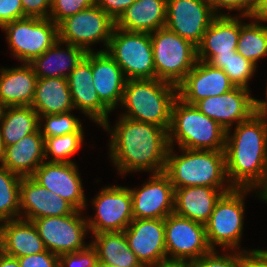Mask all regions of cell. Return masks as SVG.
I'll list each match as a JSON object with an SVG mask.
<instances>
[{"mask_svg":"<svg viewBox=\"0 0 267 267\" xmlns=\"http://www.w3.org/2000/svg\"><path fill=\"white\" fill-rule=\"evenodd\" d=\"M102 127L111 133L110 157L121 174L143 170L153 174L164 172L170 148L166 129L123 116L113 130L108 122Z\"/></svg>","mask_w":267,"mask_h":267,"instance_id":"obj_1","label":"cell"},{"mask_svg":"<svg viewBox=\"0 0 267 267\" xmlns=\"http://www.w3.org/2000/svg\"><path fill=\"white\" fill-rule=\"evenodd\" d=\"M224 152L230 186L256 190L267 169V111L237 124L233 135L226 133Z\"/></svg>","mask_w":267,"mask_h":267,"instance_id":"obj_2","label":"cell"},{"mask_svg":"<svg viewBox=\"0 0 267 267\" xmlns=\"http://www.w3.org/2000/svg\"><path fill=\"white\" fill-rule=\"evenodd\" d=\"M177 98V86L171 83L158 79H129L121 101L128 113L121 116L169 131L172 106Z\"/></svg>","mask_w":267,"mask_h":267,"instance_id":"obj_3","label":"cell"},{"mask_svg":"<svg viewBox=\"0 0 267 267\" xmlns=\"http://www.w3.org/2000/svg\"><path fill=\"white\" fill-rule=\"evenodd\" d=\"M173 148H169L164 173L174 189L191 186L231 187L225 183L228 179L224 151L181 149L184 153L175 155Z\"/></svg>","mask_w":267,"mask_h":267,"instance_id":"obj_4","label":"cell"},{"mask_svg":"<svg viewBox=\"0 0 267 267\" xmlns=\"http://www.w3.org/2000/svg\"><path fill=\"white\" fill-rule=\"evenodd\" d=\"M168 137L170 147L175 141L179 149L225 150L226 130L195 105L186 104L180 98L172 106Z\"/></svg>","mask_w":267,"mask_h":267,"instance_id":"obj_5","label":"cell"},{"mask_svg":"<svg viewBox=\"0 0 267 267\" xmlns=\"http://www.w3.org/2000/svg\"><path fill=\"white\" fill-rule=\"evenodd\" d=\"M150 39L155 79L178 86L198 61L197 47L166 27L150 33Z\"/></svg>","mask_w":267,"mask_h":267,"instance_id":"obj_6","label":"cell"},{"mask_svg":"<svg viewBox=\"0 0 267 267\" xmlns=\"http://www.w3.org/2000/svg\"><path fill=\"white\" fill-rule=\"evenodd\" d=\"M105 51L122 69L127 80L155 79L150 33L128 32L114 27Z\"/></svg>","mask_w":267,"mask_h":267,"instance_id":"obj_7","label":"cell"},{"mask_svg":"<svg viewBox=\"0 0 267 267\" xmlns=\"http://www.w3.org/2000/svg\"><path fill=\"white\" fill-rule=\"evenodd\" d=\"M250 190L232 188L216 202L205 223L207 241L212 250H216L215 244L231 250L239 247L244 223V197Z\"/></svg>","mask_w":267,"mask_h":267,"instance_id":"obj_8","label":"cell"},{"mask_svg":"<svg viewBox=\"0 0 267 267\" xmlns=\"http://www.w3.org/2000/svg\"><path fill=\"white\" fill-rule=\"evenodd\" d=\"M6 31L13 56L31 63L58 41V25L49 18L25 17L7 23Z\"/></svg>","mask_w":267,"mask_h":267,"instance_id":"obj_9","label":"cell"},{"mask_svg":"<svg viewBox=\"0 0 267 267\" xmlns=\"http://www.w3.org/2000/svg\"><path fill=\"white\" fill-rule=\"evenodd\" d=\"M115 21L96 4L69 16L58 24V40L93 51L90 44L103 41L108 48Z\"/></svg>","mask_w":267,"mask_h":267,"instance_id":"obj_10","label":"cell"},{"mask_svg":"<svg viewBox=\"0 0 267 267\" xmlns=\"http://www.w3.org/2000/svg\"><path fill=\"white\" fill-rule=\"evenodd\" d=\"M82 211L59 217H41L32 222L36 226L46 250L57 256L86 249L84 237L89 230Z\"/></svg>","mask_w":267,"mask_h":267,"instance_id":"obj_11","label":"cell"},{"mask_svg":"<svg viewBox=\"0 0 267 267\" xmlns=\"http://www.w3.org/2000/svg\"><path fill=\"white\" fill-rule=\"evenodd\" d=\"M164 226L168 259L190 262L212 250L204 224L172 213L164 219Z\"/></svg>","mask_w":267,"mask_h":267,"instance_id":"obj_12","label":"cell"},{"mask_svg":"<svg viewBox=\"0 0 267 267\" xmlns=\"http://www.w3.org/2000/svg\"><path fill=\"white\" fill-rule=\"evenodd\" d=\"M93 200L97 211L94 218L87 219L89 232H122L133 220L130 188L111 186L102 188Z\"/></svg>","mask_w":267,"mask_h":267,"instance_id":"obj_13","label":"cell"},{"mask_svg":"<svg viewBox=\"0 0 267 267\" xmlns=\"http://www.w3.org/2000/svg\"><path fill=\"white\" fill-rule=\"evenodd\" d=\"M216 16L207 0H167L165 27L197 47Z\"/></svg>","mask_w":267,"mask_h":267,"instance_id":"obj_14","label":"cell"},{"mask_svg":"<svg viewBox=\"0 0 267 267\" xmlns=\"http://www.w3.org/2000/svg\"><path fill=\"white\" fill-rule=\"evenodd\" d=\"M255 98L249 89L234 87L232 90L198 101L197 109L221 125L230 134L231 125L248 120L255 112Z\"/></svg>","mask_w":267,"mask_h":267,"instance_id":"obj_15","label":"cell"},{"mask_svg":"<svg viewBox=\"0 0 267 267\" xmlns=\"http://www.w3.org/2000/svg\"><path fill=\"white\" fill-rule=\"evenodd\" d=\"M133 219H165L174 213V187L164 173L153 174L141 189H130Z\"/></svg>","mask_w":267,"mask_h":267,"instance_id":"obj_16","label":"cell"},{"mask_svg":"<svg viewBox=\"0 0 267 267\" xmlns=\"http://www.w3.org/2000/svg\"><path fill=\"white\" fill-rule=\"evenodd\" d=\"M31 178L40 186L65 199L76 210L82 211L87 206L82 181L75 162L44 161Z\"/></svg>","mask_w":267,"mask_h":267,"instance_id":"obj_17","label":"cell"},{"mask_svg":"<svg viewBox=\"0 0 267 267\" xmlns=\"http://www.w3.org/2000/svg\"><path fill=\"white\" fill-rule=\"evenodd\" d=\"M124 234L129 248L144 267L167 258L164 219H133Z\"/></svg>","mask_w":267,"mask_h":267,"instance_id":"obj_18","label":"cell"},{"mask_svg":"<svg viewBox=\"0 0 267 267\" xmlns=\"http://www.w3.org/2000/svg\"><path fill=\"white\" fill-rule=\"evenodd\" d=\"M235 86L222 69L198 60L185 79L177 86L178 98L189 105L210 96H218Z\"/></svg>","mask_w":267,"mask_h":267,"instance_id":"obj_19","label":"cell"},{"mask_svg":"<svg viewBox=\"0 0 267 267\" xmlns=\"http://www.w3.org/2000/svg\"><path fill=\"white\" fill-rule=\"evenodd\" d=\"M68 86L74 108L82 110L94 122L103 125L108 121L111 111L100 101L91 70V52H87L82 61L68 75Z\"/></svg>","mask_w":267,"mask_h":267,"instance_id":"obj_20","label":"cell"},{"mask_svg":"<svg viewBox=\"0 0 267 267\" xmlns=\"http://www.w3.org/2000/svg\"><path fill=\"white\" fill-rule=\"evenodd\" d=\"M20 215L24 210L25 220L41 217H59L72 214L76 209L65 199L40 186L31 177L20 181Z\"/></svg>","mask_w":267,"mask_h":267,"instance_id":"obj_21","label":"cell"},{"mask_svg":"<svg viewBox=\"0 0 267 267\" xmlns=\"http://www.w3.org/2000/svg\"><path fill=\"white\" fill-rule=\"evenodd\" d=\"M93 86L100 101L110 110L121 103L126 77L114 59L105 51H91Z\"/></svg>","mask_w":267,"mask_h":267,"instance_id":"obj_22","label":"cell"},{"mask_svg":"<svg viewBox=\"0 0 267 267\" xmlns=\"http://www.w3.org/2000/svg\"><path fill=\"white\" fill-rule=\"evenodd\" d=\"M241 18L228 14L217 15L197 46V59L209 62L214 56L235 54L240 34Z\"/></svg>","mask_w":267,"mask_h":267,"instance_id":"obj_23","label":"cell"},{"mask_svg":"<svg viewBox=\"0 0 267 267\" xmlns=\"http://www.w3.org/2000/svg\"><path fill=\"white\" fill-rule=\"evenodd\" d=\"M220 189V191H219ZM232 187L191 186L174 189V213L205 225L221 195Z\"/></svg>","mask_w":267,"mask_h":267,"instance_id":"obj_24","label":"cell"},{"mask_svg":"<svg viewBox=\"0 0 267 267\" xmlns=\"http://www.w3.org/2000/svg\"><path fill=\"white\" fill-rule=\"evenodd\" d=\"M0 250L18 258L41 253L46 248L34 223L17 218L0 225Z\"/></svg>","mask_w":267,"mask_h":267,"instance_id":"obj_25","label":"cell"},{"mask_svg":"<svg viewBox=\"0 0 267 267\" xmlns=\"http://www.w3.org/2000/svg\"><path fill=\"white\" fill-rule=\"evenodd\" d=\"M44 160V137L38 130L6 146L0 164L23 178L31 177Z\"/></svg>","mask_w":267,"mask_h":267,"instance_id":"obj_26","label":"cell"},{"mask_svg":"<svg viewBox=\"0 0 267 267\" xmlns=\"http://www.w3.org/2000/svg\"><path fill=\"white\" fill-rule=\"evenodd\" d=\"M37 76L30 63L0 70V104L4 107L31 106Z\"/></svg>","mask_w":267,"mask_h":267,"instance_id":"obj_27","label":"cell"},{"mask_svg":"<svg viewBox=\"0 0 267 267\" xmlns=\"http://www.w3.org/2000/svg\"><path fill=\"white\" fill-rule=\"evenodd\" d=\"M167 0H136L115 21V27L128 32L152 33L165 27Z\"/></svg>","mask_w":267,"mask_h":267,"instance_id":"obj_28","label":"cell"},{"mask_svg":"<svg viewBox=\"0 0 267 267\" xmlns=\"http://www.w3.org/2000/svg\"><path fill=\"white\" fill-rule=\"evenodd\" d=\"M61 44H66L67 48L61 49L59 47ZM86 53L87 52L81 47L62 43L58 40L42 55L36 57L30 64L34 69L37 79L67 78L86 56Z\"/></svg>","mask_w":267,"mask_h":267,"instance_id":"obj_29","label":"cell"},{"mask_svg":"<svg viewBox=\"0 0 267 267\" xmlns=\"http://www.w3.org/2000/svg\"><path fill=\"white\" fill-rule=\"evenodd\" d=\"M31 107L39 116L68 113L75 109L67 78L37 79Z\"/></svg>","mask_w":267,"mask_h":267,"instance_id":"obj_30","label":"cell"},{"mask_svg":"<svg viewBox=\"0 0 267 267\" xmlns=\"http://www.w3.org/2000/svg\"><path fill=\"white\" fill-rule=\"evenodd\" d=\"M98 261L111 267H144L128 246L124 231L93 234Z\"/></svg>","mask_w":267,"mask_h":267,"instance_id":"obj_31","label":"cell"},{"mask_svg":"<svg viewBox=\"0 0 267 267\" xmlns=\"http://www.w3.org/2000/svg\"><path fill=\"white\" fill-rule=\"evenodd\" d=\"M39 115L31 106L4 107L0 116V135L4 148L39 130Z\"/></svg>","mask_w":267,"mask_h":267,"instance_id":"obj_32","label":"cell"},{"mask_svg":"<svg viewBox=\"0 0 267 267\" xmlns=\"http://www.w3.org/2000/svg\"><path fill=\"white\" fill-rule=\"evenodd\" d=\"M236 51L257 65L261 57L267 56V26L259 22L242 23Z\"/></svg>","mask_w":267,"mask_h":267,"instance_id":"obj_33","label":"cell"},{"mask_svg":"<svg viewBox=\"0 0 267 267\" xmlns=\"http://www.w3.org/2000/svg\"><path fill=\"white\" fill-rule=\"evenodd\" d=\"M22 177L0 165V221L21 218L20 216V181ZM15 217V218H14ZM0 222V224H1Z\"/></svg>","mask_w":267,"mask_h":267,"instance_id":"obj_34","label":"cell"},{"mask_svg":"<svg viewBox=\"0 0 267 267\" xmlns=\"http://www.w3.org/2000/svg\"><path fill=\"white\" fill-rule=\"evenodd\" d=\"M208 63L222 69L235 87L249 89L248 81L252 78L256 65L237 51L235 54L214 56Z\"/></svg>","mask_w":267,"mask_h":267,"instance_id":"obj_35","label":"cell"},{"mask_svg":"<svg viewBox=\"0 0 267 267\" xmlns=\"http://www.w3.org/2000/svg\"><path fill=\"white\" fill-rule=\"evenodd\" d=\"M83 136V132H72L62 136L46 137L44 139L45 159L50 153L52 158L48 162L72 163L68 158L79 151Z\"/></svg>","mask_w":267,"mask_h":267,"instance_id":"obj_36","label":"cell"},{"mask_svg":"<svg viewBox=\"0 0 267 267\" xmlns=\"http://www.w3.org/2000/svg\"><path fill=\"white\" fill-rule=\"evenodd\" d=\"M41 118L42 120L45 119L43 129H41V123H39V130L44 139L46 137L62 136L72 132H84L80 120L70 112L39 116V122H41Z\"/></svg>","mask_w":267,"mask_h":267,"instance_id":"obj_37","label":"cell"},{"mask_svg":"<svg viewBox=\"0 0 267 267\" xmlns=\"http://www.w3.org/2000/svg\"><path fill=\"white\" fill-rule=\"evenodd\" d=\"M94 4L95 0H51L49 19L58 25L65 18Z\"/></svg>","mask_w":267,"mask_h":267,"instance_id":"obj_38","label":"cell"},{"mask_svg":"<svg viewBox=\"0 0 267 267\" xmlns=\"http://www.w3.org/2000/svg\"><path fill=\"white\" fill-rule=\"evenodd\" d=\"M235 254L219 255L215 250L190 261V267H241L242 251Z\"/></svg>","mask_w":267,"mask_h":267,"instance_id":"obj_39","label":"cell"},{"mask_svg":"<svg viewBox=\"0 0 267 267\" xmlns=\"http://www.w3.org/2000/svg\"><path fill=\"white\" fill-rule=\"evenodd\" d=\"M97 262V252L91 244L84 250L59 256V267H95Z\"/></svg>","mask_w":267,"mask_h":267,"instance_id":"obj_40","label":"cell"},{"mask_svg":"<svg viewBox=\"0 0 267 267\" xmlns=\"http://www.w3.org/2000/svg\"><path fill=\"white\" fill-rule=\"evenodd\" d=\"M17 259L20 267H59V256L48 250Z\"/></svg>","mask_w":267,"mask_h":267,"instance_id":"obj_41","label":"cell"},{"mask_svg":"<svg viewBox=\"0 0 267 267\" xmlns=\"http://www.w3.org/2000/svg\"><path fill=\"white\" fill-rule=\"evenodd\" d=\"M25 18L21 0H0V27Z\"/></svg>","mask_w":267,"mask_h":267,"instance_id":"obj_42","label":"cell"},{"mask_svg":"<svg viewBox=\"0 0 267 267\" xmlns=\"http://www.w3.org/2000/svg\"><path fill=\"white\" fill-rule=\"evenodd\" d=\"M209 2V4L212 6L214 12L217 15H221V13H218V8L219 10L221 8H226L229 11L231 10H240L239 12H241L242 14H240L239 16L241 17H249L252 9H253V2L252 0H207ZM243 12H242V11Z\"/></svg>","mask_w":267,"mask_h":267,"instance_id":"obj_43","label":"cell"},{"mask_svg":"<svg viewBox=\"0 0 267 267\" xmlns=\"http://www.w3.org/2000/svg\"><path fill=\"white\" fill-rule=\"evenodd\" d=\"M21 3L25 17L49 18L51 0H21Z\"/></svg>","mask_w":267,"mask_h":267,"instance_id":"obj_44","label":"cell"},{"mask_svg":"<svg viewBox=\"0 0 267 267\" xmlns=\"http://www.w3.org/2000/svg\"><path fill=\"white\" fill-rule=\"evenodd\" d=\"M136 0H95V4L116 21Z\"/></svg>","mask_w":267,"mask_h":267,"instance_id":"obj_45","label":"cell"},{"mask_svg":"<svg viewBox=\"0 0 267 267\" xmlns=\"http://www.w3.org/2000/svg\"><path fill=\"white\" fill-rule=\"evenodd\" d=\"M241 267H267V250L243 251Z\"/></svg>","mask_w":267,"mask_h":267,"instance_id":"obj_46","label":"cell"},{"mask_svg":"<svg viewBox=\"0 0 267 267\" xmlns=\"http://www.w3.org/2000/svg\"><path fill=\"white\" fill-rule=\"evenodd\" d=\"M252 20H256L259 22H266L267 21V0H257L253 4V9L248 17Z\"/></svg>","mask_w":267,"mask_h":267,"instance_id":"obj_47","label":"cell"},{"mask_svg":"<svg viewBox=\"0 0 267 267\" xmlns=\"http://www.w3.org/2000/svg\"><path fill=\"white\" fill-rule=\"evenodd\" d=\"M148 267H190V262L185 260L164 259Z\"/></svg>","mask_w":267,"mask_h":267,"instance_id":"obj_48","label":"cell"},{"mask_svg":"<svg viewBox=\"0 0 267 267\" xmlns=\"http://www.w3.org/2000/svg\"><path fill=\"white\" fill-rule=\"evenodd\" d=\"M0 267H20V264L17 258L6 255L0 250Z\"/></svg>","mask_w":267,"mask_h":267,"instance_id":"obj_49","label":"cell"},{"mask_svg":"<svg viewBox=\"0 0 267 267\" xmlns=\"http://www.w3.org/2000/svg\"><path fill=\"white\" fill-rule=\"evenodd\" d=\"M258 188H261V190L259 189L260 194L258 193L257 195L260 196V199H263V201L265 200L267 202V169H266V174H265L264 180L258 186Z\"/></svg>","mask_w":267,"mask_h":267,"instance_id":"obj_50","label":"cell"},{"mask_svg":"<svg viewBox=\"0 0 267 267\" xmlns=\"http://www.w3.org/2000/svg\"><path fill=\"white\" fill-rule=\"evenodd\" d=\"M257 111H267V88H266V101L254 99Z\"/></svg>","mask_w":267,"mask_h":267,"instance_id":"obj_51","label":"cell"},{"mask_svg":"<svg viewBox=\"0 0 267 267\" xmlns=\"http://www.w3.org/2000/svg\"><path fill=\"white\" fill-rule=\"evenodd\" d=\"M3 153H4V146H3L2 138H1V135H0V162H1L2 157H3Z\"/></svg>","mask_w":267,"mask_h":267,"instance_id":"obj_52","label":"cell"},{"mask_svg":"<svg viewBox=\"0 0 267 267\" xmlns=\"http://www.w3.org/2000/svg\"><path fill=\"white\" fill-rule=\"evenodd\" d=\"M95 267H111V266L103 264V263L98 261Z\"/></svg>","mask_w":267,"mask_h":267,"instance_id":"obj_53","label":"cell"},{"mask_svg":"<svg viewBox=\"0 0 267 267\" xmlns=\"http://www.w3.org/2000/svg\"><path fill=\"white\" fill-rule=\"evenodd\" d=\"M2 109H3V107L0 104V116H1Z\"/></svg>","mask_w":267,"mask_h":267,"instance_id":"obj_54","label":"cell"}]
</instances>
